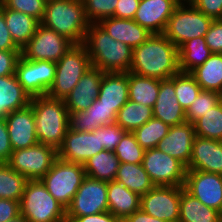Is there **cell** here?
I'll use <instances>...</instances> for the list:
<instances>
[{
	"mask_svg": "<svg viewBox=\"0 0 222 222\" xmlns=\"http://www.w3.org/2000/svg\"><path fill=\"white\" fill-rule=\"evenodd\" d=\"M179 71L178 47L164 34H151L145 42L133 49L129 72L165 80Z\"/></svg>",
	"mask_w": 222,
	"mask_h": 222,
	"instance_id": "1",
	"label": "cell"
},
{
	"mask_svg": "<svg viewBox=\"0 0 222 222\" xmlns=\"http://www.w3.org/2000/svg\"><path fill=\"white\" fill-rule=\"evenodd\" d=\"M83 45L93 67L105 73L129 72L133 49L115 40L98 23H90Z\"/></svg>",
	"mask_w": 222,
	"mask_h": 222,
	"instance_id": "2",
	"label": "cell"
},
{
	"mask_svg": "<svg viewBox=\"0 0 222 222\" xmlns=\"http://www.w3.org/2000/svg\"><path fill=\"white\" fill-rule=\"evenodd\" d=\"M30 106L34 113L38 142L58 150L69 129V112L64 100L47 95L37 96L31 98Z\"/></svg>",
	"mask_w": 222,
	"mask_h": 222,
	"instance_id": "3",
	"label": "cell"
},
{
	"mask_svg": "<svg viewBox=\"0 0 222 222\" xmlns=\"http://www.w3.org/2000/svg\"><path fill=\"white\" fill-rule=\"evenodd\" d=\"M40 24L74 44H83L90 22L86 18L82 0H47Z\"/></svg>",
	"mask_w": 222,
	"mask_h": 222,
	"instance_id": "4",
	"label": "cell"
},
{
	"mask_svg": "<svg viewBox=\"0 0 222 222\" xmlns=\"http://www.w3.org/2000/svg\"><path fill=\"white\" fill-rule=\"evenodd\" d=\"M20 214L28 222H66V208L41 180H28L20 200Z\"/></svg>",
	"mask_w": 222,
	"mask_h": 222,
	"instance_id": "5",
	"label": "cell"
},
{
	"mask_svg": "<svg viewBox=\"0 0 222 222\" xmlns=\"http://www.w3.org/2000/svg\"><path fill=\"white\" fill-rule=\"evenodd\" d=\"M91 66L86 47L83 44H74L56 62L55 79L46 95L64 100Z\"/></svg>",
	"mask_w": 222,
	"mask_h": 222,
	"instance_id": "6",
	"label": "cell"
},
{
	"mask_svg": "<svg viewBox=\"0 0 222 222\" xmlns=\"http://www.w3.org/2000/svg\"><path fill=\"white\" fill-rule=\"evenodd\" d=\"M213 19L192 3H179L168 20L164 35L177 47L192 38L205 37Z\"/></svg>",
	"mask_w": 222,
	"mask_h": 222,
	"instance_id": "7",
	"label": "cell"
},
{
	"mask_svg": "<svg viewBox=\"0 0 222 222\" xmlns=\"http://www.w3.org/2000/svg\"><path fill=\"white\" fill-rule=\"evenodd\" d=\"M85 177L82 164L57 158L50 170L40 180L47 191L67 208Z\"/></svg>",
	"mask_w": 222,
	"mask_h": 222,
	"instance_id": "8",
	"label": "cell"
},
{
	"mask_svg": "<svg viewBox=\"0 0 222 222\" xmlns=\"http://www.w3.org/2000/svg\"><path fill=\"white\" fill-rule=\"evenodd\" d=\"M58 158L57 149L38 143L12 152L7 164L28 180H40Z\"/></svg>",
	"mask_w": 222,
	"mask_h": 222,
	"instance_id": "9",
	"label": "cell"
},
{
	"mask_svg": "<svg viewBox=\"0 0 222 222\" xmlns=\"http://www.w3.org/2000/svg\"><path fill=\"white\" fill-rule=\"evenodd\" d=\"M108 211L107 182L86 176L66 208V222Z\"/></svg>",
	"mask_w": 222,
	"mask_h": 222,
	"instance_id": "10",
	"label": "cell"
},
{
	"mask_svg": "<svg viewBox=\"0 0 222 222\" xmlns=\"http://www.w3.org/2000/svg\"><path fill=\"white\" fill-rule=\"evenodd\" d=\"M73 45L65 36L39 24L35 34L21 49V55L32 61L58 62Z\"/></svg>",
	"mask_w": 222,
	"mask_h": 222,
	"instance_id": "11",
	"label": "cell"
},
{
	"mask_svg": "<svg viewBox=\"0 0 222 222\" xmlns=\"http://www.w3.org/2000/svg\"><path fill=\"white\" fill-rule=\"evenodd\" d=\"M142 165L155 186H184L186 166L157 148L145 150Z\"/></svg>",
	"mask_w": 222,
	"mask_h": 222,
	"instance_id": "12",
	"label": "cell"
},
{
	"mask_svg": "<svg viewBox=\"0 0 222 222\" xmlns=\"http://www.w3.org/2000/svg\"><path fill=\"white\" fill-rule=\"evenodd\" d=\"M56 73V62L32 61L19 57L15 76L30 97L46 95L52 86Z\"/></svg>",
	"mask_w": 222,
	"mask_h": 222,
	"instance_id": "13",
	"label": "cell"
},
{
	"mask_svg": "<svg viewBox=\"0 0 222 222\" xmlns=\"http://www.w3.org/2000/svg\"><path fill=\"white\" fill-rule=\"evenodd\" d=\"M181 186H154L141 196L140 209L166 222H179Z\"/></svg>",
	"mask_w": 222,
	"mask_h": 222,
	"instance_id": "14",
	"label": "cell"
},
{
	"mask_svg": "<svg viewBox=\"0 0 222 222\" xmlns=\"http://www.w3.org/2000/svg\"><path fill=\"white\" fill-rule=\"evenodd\" d=\"M102 150L100 128L93 132H78L69 128L57 152L58 158L63 161L84 165L90 157Z\"/></svg>",
	"mask_w": 222,
	"mask_h": 222,
	"instance_id": "15",
	"label": "cell"
},
{
	"mask_svg": "<svg viewBox=\"0 0 222 222\" xmlns=\"http://www.w3.org/2000/svg\"><path fill=\"white\" fill-rule=\"evenodd\" d=\"M184 189L202 204L222 213V175L187 170Z\"/></svg>",
	"mask_w": 222,
	"mask_h": 222,
	"instance_id": "16",
	"label": "cell"
},
{
	"mask_svg": "<svg viewBox=\"0 0 222 222\" xmlns=\"http://www.w3.org/2000/svg\"><path fill=\"white\" fill-rule=\"evenodd\" d=\"M178 0H140L133 20L151 34H163Z\"/></svg>",
	"mask_w": 222,
	"mask_h": 222,
	"instance_id": "17",
	"label": "cell"
},
{
	"mask_svg": "<svg viewBox=\"0 0 222 222\" xmlns=\"http://www.w3.org/2000/svg\"><path fill=\"white\" fill-rule=\"evenodd\" d=\"M13 151L38 144L32 107L29 105L4 117Z\"/></svg>",
	"mask_w": 222,
	"mask_h": 222,
	"instance_id": "18",
	"label": "cell"
},
{
	"mask_svg": "<svg viewBox=\"0 0 222 222\" xmlns=\"http://www.w3.org/2000/svg\"><path fill=\"white\" fill-rule=\"evenodd\" d=\"M105 72L91 66L80 78L77 85L64 99V104L69 113L85 111L97 98L99 88Z\"/></svg>",
	"mask_w": 222,
	"mask_h": 222,
	"instance_id": "19",
	"label": "cell"
},
{
	"mask_svg": "<svg viewBox=\"0 0 222 222\" xmlns=\"http://www.w3.org/2000/svg\"><path fill=\"white\" fill-rule=\"evenodd\" d=\"M186 168L222 175V141L195 136Z\"/></svg>",
	"mask_w": 222,
	"mask_h": 222,
	"instance_id": "20",
	"label": "cell"
},
{
	"mask_svg": "<svg viewBox=\"0 0 222 222\" xmlns=\"http://www.w3.org/2000/svg\"><path fill=\"white\" fill-rule=\"evenodd\" d=\"M194 137V124L186 121L171 126L168 134L163 137L156 148L176 158L187 167L191 157Z\"/></svg>",
	"mask_w": 222,
	"mask_h": 222,
	"instance_id": "21",
	"label": "cell"
},
{
	"mask_svg": "<svg viewBox=\"0 0 222 222\" xmlns=\"http://www.w3.org/2000/svg\"><path fill=\"white\" fill-rule=\"evenodd\" d=\"M153 117L171 126L186 122L185 110L179 104L175 93V75L160 80V89L153 106Z\"/></svg>",
	"mask_w": 222,
	"mask_h": 222,
	"instance_id": "22",
	"label": "cell"
},
{
	"mask_svg": "<svg viewBox=\"0 0 222 222\" xmlns=\"http://www.w3.org/2000/svg\"><path fill=\"white\" fill-rule=\"evenodd\" d=\"M117 113L101 104L97 98L85 111L69 113V128L78 132H93L104 125L115 123Z\"/></svg>",
	"mask_w": 222,
	"mask_h": 222,
	"instance_id": "23",
	"label": "cell"
},
{
	"mask_svg": "<svg viewBox=\"0 0 222 222\" xmlns=\"http://www.w3.org/2000/svg\"><path fill=\"white\" fill-rule=\"evenodd\" d=\"M98 24L115 40L125 43L132 49L145 42L151 33L133 19L108 17Z\"/></svg>",
	"mask_w": 222,
	"mask_h": 222,
	"instance_id": "24",
	"label": "cell"
},
{
	"mask_svg": "<svg viewBox=\"0 0 222 222\" xmlns=\"http://www.w3.org/2000/svg\"><path fill=\"white\" fill-rule=\"evenodd\" d=\"M97 99L116 113L129 100L128 72L105 73Z\"/></svg>",
	"mask_w": 222,
	"mask_h": 222,
	"instance_id": "25",
	"label": "cell"
},
{
	"mask_svg": "<svg viewBox=\"0 0 222 222\" xmlns=\"http://www.w3.org/2000/svg\"><path fill=\"white\" fill-rule=\"evenodd\" d=\"M108 211L121 221L140 209L141 196L117 181L107 182Z\"/></svg>",
	"mask_w": 222,
	"mask_h": 222,
	"instance_id": "26",
	"label": "cell"
},
{
	"mask_svg": "<svg viewBox=\"0 0 222 222\" xmlns=\"http://www.w3.org/2000/svg\"><path fill=\"white\" fill-rule=\"evenodd\" d=\"M31 97L15 74L0 77V118L30 105Z\"/></svg>",
	"mask_w": 222,
	"mask_h": 222,
	"instance_id": "27",
	"label": "cell"
},
{
	"mask_svg": "<svg viewBox=\"0 0 222 222\" xmlns=\"http://www.w3.org/2000/svg\"><path fill=\"white\" fill-rule=\"evenodd\" d=\"M0 9L4 13L6 26L14 43L22 49L35 34L40 22L23 12L6 8L0 2Z\"/></svg>",
	"mask_w": 222,
	"mask_h": 222,
	"instance_id": "28",
	"label": "cell"
},
{
	"mask_svg": "<svg viewBox=\"0 0 222 222\" xmlns=\"http://www.w3.org/2000/svg\"><path fill=\"white\" fill-rule=\"evenodd\" d=\"M222 213L202 204L181 186L179 222H220Z\"/></svg>",
	"mask_w": 222,
	"mask_h": 222,
	"instance_id": "29",
	"label": "cell"
},
{
	"mask_svg": "<svg viewBox=\"0 0 222 222\" xmlns=\"http://www.w3.org/2000/svg\"><path fill=\"white\" fill-rule=\"evenodd\" d=\"M202 90L222 94V54L213 53L190 72Z\"/></svg>",
	"mask_w": 222,
	"mask_h": 222,
	"instance_id": "30",
	"label": "cell"
},
{
	"mask_svg": "<svg viewBox=\"0 0 222 222\" xmlns=\"http://www.w3.org/2000/svg\"><path fill=\"white\" fill-rule=\"evenodd\" d=\"M120 166V160L114 152L102 150L90 157L83 165L85 174L89 178L114 181Z\"/></svg>",
	"mask_w": 222,
	"mask_h": 222,
	"instance_id": "31",
	"label": "cell"
},
{
	"mask_svg": "<svg viewBox=\"0 0 222 222\" xmlns=\"http://www.w3.org/2000/svg\"><path fill=\"white\" fill-rule=\"evenodd\" d=\"M159 89V79L128 72L129 100L153 108L158 97Z\"/></svg>",
	"mask_w": 222,
	"mask_h": 222,
	"instance_id": "32",
	"label": "cell"
},
{
	"mask_svg": "<svg viewBox=\"0 0 222 222\" xmlns=\"http://www.w3.org/2000/svg\"><path fill=\"white\" fill-rule=\"evenodd\" d=\"M115 181L140 196L146 194L155 186L144 170L142 163H120Z\"/></svg>",
	"mask_w": 222,
	"mask_h": 222,
	"instance_id": "33",
	"label": "cell"
},
{
	"mask_svg": "<svg viewBox=\"0 0 222 222\" xmlns=\"http://www.w3.org/2000/svg\"><path fill=\"white\" fill-rule=\"evenodd\" d=\"M212 54L204 37L187 40L178 47L179 70L191 72L202 65Z\"/></svg>",
	"mask_w": 222,
	"mask_h": 222,
	"instance_id": "34",
	"label": "cell"
},
{
	"mask_svg": "<svg viewBox=\"0 0 222 222\" xmlns=\"http://www.w3.org/2000/svg\"><path fill=\"white\" fill-rule=\"evenodd\" d=\"M153 118L152 107L128 100L117 112L115 123L126 132H133Z\"/></svg>",
	"mask_w": 222,
	"mask_h": 222,
	"instance_id": "35",
	"label": "cell"
},
{
	"mask_svg": "<svg viewBox=\"0 0 222 222\" xmlns=\"http://www.w3.org/2000/svg\"><path fill=\"white\" fill-rule=\"evenodd\" d=\"M28 179L7 163H0V198L21 200Z\"/></svg>",
	"mask_w": 222,
	"mask_h": 222,
	"instance_id": "36",
	"label": "cell"
},
{
	"mask_svg": "<svg viewBox=\"0 0 222 222\" xmlns=\"http://www.w3.org/2000/svg\"><path fill=\"white\" fill-rule=\"evenodd\" d=\"M193 124L195 136L222 141V100Z\"/></svg>",
	"mask_w": 222,
	"mask_h": 222,
	"instance_id": "37",
	"label": "cell"
},
{
	"mask_svg": "<svg viewBox=\"0 0 222 222\" xmlns=\"http://www.w3.org/2000/svg\"><path fill=\"white\" fill-rule=\"evenodd\" d=\"M169 129V125L153 117L148 122L135 129L132 133L138 144L144 150H148L156 148L157 144L168 134Z\"/></svg>",
	"mask_w": 222,
	"mask_h": 222,
	"instance_id": "38",
	"label": "cell"
},
{
	"mask_svg": "<svg viewBox=\"0 0 222 222\" xmlns=\"http://www.w3.org/2000/svg\"><path fill=\"white\" fill-rule=\"evenodd\" d=\"M201 90V87L190 72L179 71L175 74L176 97L185 111L193 103Z\"/></svg>",
	"mask_w": 222,
	"mask_h": 222,
	"instance_id": "39",
	"label": "cell"
},
{
	"mask_svg": "<svg viewBox=\"0 0 222 222\" xmlns=\"http://www.w3.org/2000/svg\"><path fill=\"white\" fill-rule=\"evenodd\" d=\"M120 163L140 164L143 161L145 150L138 144L132 132H126L114 150Z\"/></svg>",
	"mask_w": 222,
	"mask_h": 222,
	"instance_id": "40",
	"label": "cell"
},
{
	"mask_svg": "<svg viewBox=\"0 0 222 222\" xmlns=\"http://www.w3.org/2000/svg\"><path fill=\"white\" fill-rule=\"evenodd\" d=\"M222 100V94L201 90L193 103L186 109V121L194 123Z\"/></svg>",
	"mask_w": 222,
	"mask_h": 222,
	"instance_id": "41",
	"label": "cell"
},
{
	"mask_svg": "<svg viewBox=\"0 0 222 222\" xmlns=\"http://www.w3.org/2000/svg\"><path fill=\"white\" fill-rule=\"evenodd\" d=\"M86 18L90 23H98L108 17H114L118 0H82Z\"/></svg>",
	"mask_w": 222,
	"mask_h": 222,
	"instance_id": "42",
	"label": "cell"
},
{
	"mask_svg": "<svg viewBox=\"0 0 222 222\" xmlns=\"http://www.w3.org/2000/svg\"><path fill=\"white\" fill-rule=\"evenodd\" d=\"M0 2L8 9L20 11L26 15L32 16L39 22L42 21L46 0H0Z\"/></svg>",
	"mask_w": 222,
	"mask_h": 222,
	"instance_id": "43",
	"label": "cell"
},
{
	"mask_svg": "<svg viewBox=\"0 0 222 222\" xmlns=\"http://www.w3.org/2000/svg\"><path fill=\"white\" fill-rule=\"evenodd\" d=\"M126 131L116 123L100 127V140L104 149L114 152Z\"/></svg>",
	"mask_w": 222,
	"mask_h": 222,
	"instance_id": "44",
	"label": "cell"
},
{
	"mask_svg": "<svg viewBox=\"0 0 222 222\" xmlns=\"http://www.w3.org/2000/svg\"><path fill=\"white\" fill-rule=\"evenodd\" d=\"M204 38L212 53L222 54V19L212 21Z\"/></svg>",
	"mask_w": 222,
	"mask_h": 222,
	"instance_id": "45",
	"label": "cell"
},
{
	"mask_svg": "<svg viewBox=\"0 0 222 222\" xmlns=\"http://www.w3.org/2000/svg\"><path fill=\"white\" fill-rule=\"evenodd\" d=\"M21 50H0V77L15 74Z\"/></svg>",
	"mask_w": 222,
	"mask_h": 222,
	"instance_id": "46",
	"label": "cell"
},
{
	"mask_svg": "<svg viewBox=\"0 0 222 222\" xmlns=\"http://www.w3.org/2000/svg\"><path fill=\"white\" fill-rule=\"evenodd\" d=\"M191 3L213 20L222 19V0H193Z\"/></svg>",
	"mask_w": 222,
	"mask_h": 222,
	"instance_id": "47",
	"label": "cell"
},
{
	"mask_svg": "<svg viewBox=\"0 0 222 222\" xmlns=\"http://www.w3.org/2000/svg\"><path fill=\"white\" fill-rule=\"evenodd\" d=\"M13 152L4 118H0V163H7Z\"/></svg>",
	"mask_w": 222,
	"mask_h": 222,
	"instance_id": "48",
	"label": "cell"
},
{
	"mask_svg": "<svg viewBox=\"0 0 222 222\" xmlns=\"http://www.w3.org/2000/svg\"><path fill=\"white\" fill-rule=\"evenodd\" d=\"M20 215V202L0 198V222H7Z\"/></svg>",
	"mask_w": 222,
	"mask_h": 222,
	"instance_id": "49",
	"label": "cell"
},
{
	"mask_svg": "<svg viewBox=\"0 0 222 222\" xmlns=\"http://www.w3.org/2000/svg\"><path fill=\"white\" fill-rule=\"evenodd\" d=\"M140 0H118L114 17L133 19L138 9Z\"/></svg>",
	"mask_w": 222,
	"mask_h": 222,
	"instance_id": "50",
	"label": "cell"
},
{
	"mask_svg": "<svg viewBox=\"0 0 222 222\" xmlns=\"http://www.w3.org/2000/svg\"><path fill=\"white\" fill-rule=\"evenodd\" d=\"M0 50H21L12 40L10 32L6 26L4 13L0 9Z\"/></svg>",
	"mask_w": 222,
	"mask_h": 222,
	"instance_id": "51",
	"label": "cell"
},
{
	"mask_svg": "<svg viewBox=\"0 0 222 222\" xmlns=\"http://www.w3.org/2000/svg\"><path fill=\"white\" fill-rule=\"evenodd\" d=\"M71 222H122V221L109 211H106L94 215L76 217Z\"/></svg>",
	"mask_w": 222,
	"mask_h": 222,
	"instance_id": "52",
	"label": "cell"
},
{
	"mask_svg": "<svg viewBox=\"0 0 222 222\" xmlns=\"http://www.w3.org/2000/svg\"><path fill=\"white\" fill-rule=\"evenodd\" d=\"M122 222H166V221L154 218L153 216L144 212L142 209H138L136 212L128 216Z\"/></svg>",
	"mask_w": 222,
	"mask_h": 222,
	"instance_id": "53",
	"label": "cell"
},
{
	"mask_svg": "<svg viewBox=\"0 0 222 222\" xmlns=\"http://www.w3.org/2000/svg\"><path fill=\"white\" fill-rule=\"evenodd\" d=\"M7 222H28L21 214Z\"/></svg>",
	"mask_w": 222,
	"mask_h": 222,
	"instance_id": "54",
	"label": "cell"
},
{
	"mask_svg": "<svg viewBox=\"0 0 222 222\" xmlns=\"http://www.w3.org/2000/svg\"><path fill=\"white\" fill-rule=\"evenodd\" d=\"M193 0H178L179 3H191Z\"/></svg>",
	"mask_w": 222,
	"mask_h": 222,
	"instance_id": "55",
	"label": "cell"
}]
</instances>
